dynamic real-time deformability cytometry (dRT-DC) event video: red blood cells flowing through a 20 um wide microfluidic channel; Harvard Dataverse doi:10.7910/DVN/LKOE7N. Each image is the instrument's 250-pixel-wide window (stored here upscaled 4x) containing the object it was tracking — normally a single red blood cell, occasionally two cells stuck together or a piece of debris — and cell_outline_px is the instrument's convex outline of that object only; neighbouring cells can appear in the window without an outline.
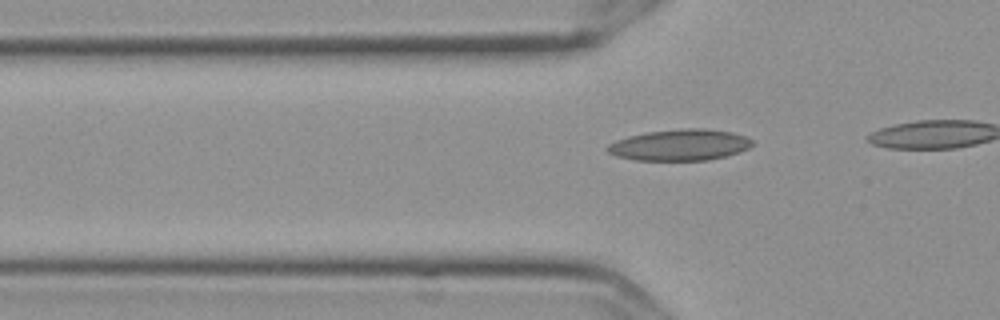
{"species": "Egyptian fruit bat (a non-hibernating species)", "species_latin": "Rousettus aegyptiacus", "temperature_condition": "cold", "stored_images_in_passage": 9, "camera_frame_rate_fps": 3000, "um_per_image_px": 0.085, "frame": {"image": 1, "passage_image": 3, "time_ms": 0.667, "image_size_px": [1000, 320], "cell_outline_px": [[756, 144], [740, 152], [708, 160], [636, 160], [616, 156], [608, 152], [604, 148], [608, 144], [616, 140], [628, 136], [648, 132], [680, 128], [704, 128], [732, 132], [744, 136], [752, 140]], "centroid_in_image_um": [57.78, 12.31], "position_along_channel_um": 68.0, "area_um2": 26.47}}
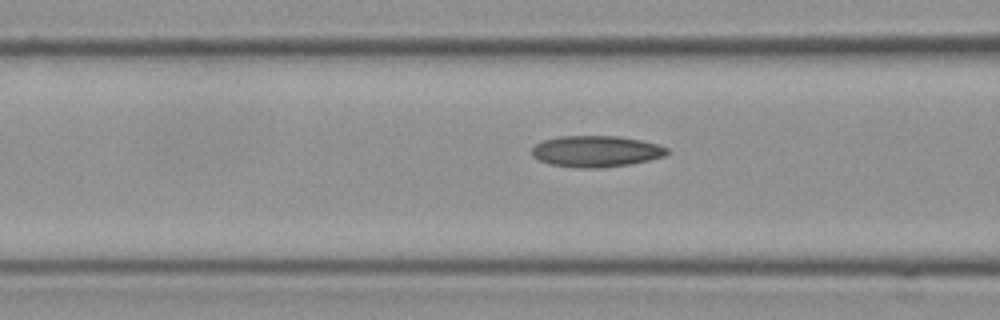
{"frame": {"image": 2, "passage_image": 7, "time_ms": 2.0, "image_size_px": [1000, 320], "cell_outline_px": [[668, 152], [664, 156], [648, 160], [628, 164], [596, 168], [584, 168], [552, 164], [540, 160], [532, 156], [532, 148], [536, 144], [544, 140], [560, 136], [620, 136], [660, 144], [668, 148]], "centroid_in_image_um": [50.68, 12.85], "position_along_channel_um": 115.9, "area_um2": 24.39}}